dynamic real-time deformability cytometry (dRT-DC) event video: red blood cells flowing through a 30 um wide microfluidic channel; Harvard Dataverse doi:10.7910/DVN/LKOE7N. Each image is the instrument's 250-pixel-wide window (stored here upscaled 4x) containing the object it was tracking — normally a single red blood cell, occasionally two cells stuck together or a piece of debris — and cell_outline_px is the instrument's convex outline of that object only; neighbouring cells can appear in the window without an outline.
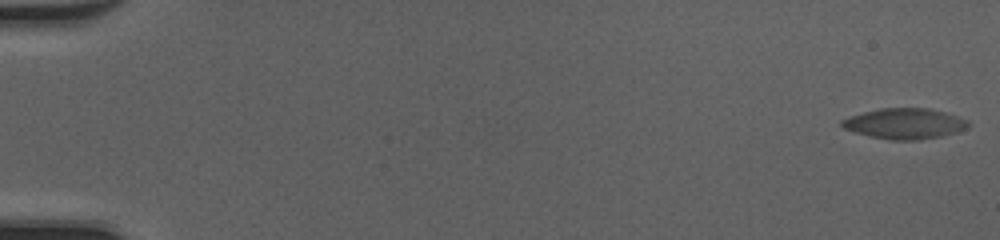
{"species": "common noctule bat (a hibernating species)", "species_latin": "Nyctalus noctula", "temperature_condition": "cold", "stored_images_in_passage": 25, "camera_frame_rate_fps": 3000, "um_per_image_px": 0.085, "animal": {"sex": "female", "body_mass_g": 20.0, "forearm_length_mm": 54.0}, "frame": {"image": 1, "passage_image": 1, "time_ms": 0.0, "image_size_px": [1000, 240], "cell_outline_px": [[968, 124], [964, 128], [956, 132], [940, 136], [920, 140], [892, 140], [868, 136], [844, 128], [840, 124], [840, 120], [864, 112], [880, 108], [928, 108], [968, 120]], "centroid_in_image_um": [76.85, 10.51], "position_along_channel_um": 8.2, "area_um2": 22.14}}
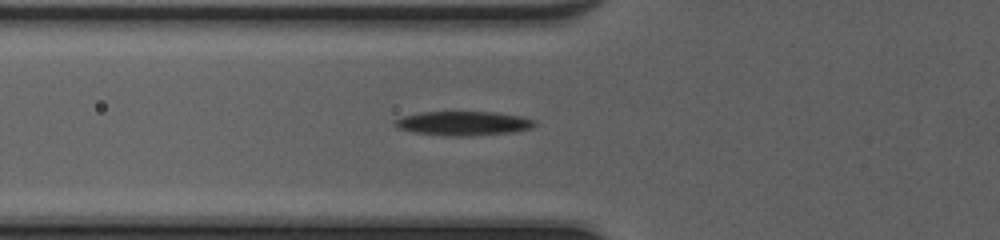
{"frame": {"image": 2, "passage_image": 21, "time_ms": 6.667, "image_size_px": [1000, 240], "cell_outline_px": [[536, 124], [532, 128], [512, 132], [468, 136], [444, 136], [412, 132], [396, 128], [392, 124], [392, 120], [404, 116], [420, 112], [496, 112], [520, 116], [536, 120]], "centroid_in_image_um": [39.33, 10.49], "position_along_channel_um": 86.5, "area_um2": 19.94}}
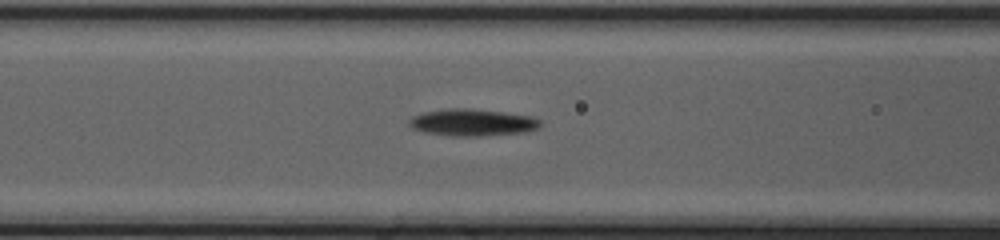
{"frame": {"image": 3, "passage_image": 24, "time_ms": 7.667, "image_size_px": [1000, 240], "cell_outline_px": [[540, 124], [536, 128], [524, 132], [480, 136], [452, 136], [424, 132], [412, 128], [408, 124], [408, 120], [412, 116], [424, 112], [448, 108], [468, 108], [504, 112], [532, 116], [540, 120]], "centroid_in_image_um": [40.11, 10.4], "position_along_channel_um": 126.5, "area_um2": 20.58}}